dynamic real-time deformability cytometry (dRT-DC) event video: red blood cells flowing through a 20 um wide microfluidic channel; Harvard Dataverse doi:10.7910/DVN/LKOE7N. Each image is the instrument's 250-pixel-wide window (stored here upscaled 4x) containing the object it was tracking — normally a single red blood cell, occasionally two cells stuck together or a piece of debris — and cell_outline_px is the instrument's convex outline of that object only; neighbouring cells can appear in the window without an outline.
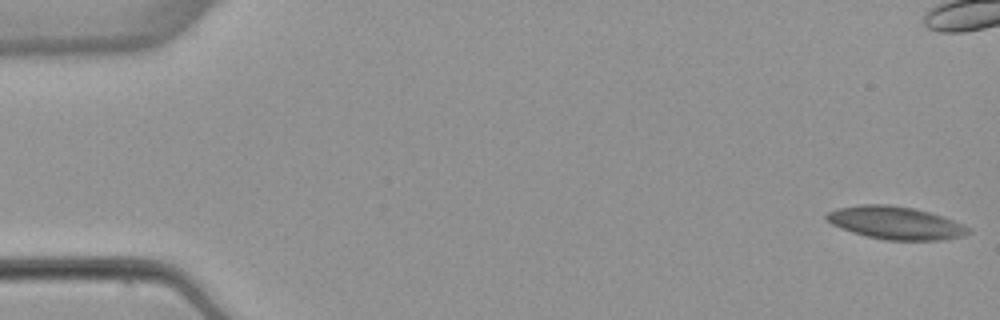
{"species": "common noctule bat (a hibernating species)", "species_latin": "Nyctalus noctula", "temperature_condition": "warm", "stored_images_in_passage": 6, "camera_frame_rate_fps": 3000, "um_per_image_px": 0.085, "animal": {"sex": "female", "body_mass_g": 22.7, "forearm_length_mm": 54.2}, "frame": {"image": 1, "passage_image": 1, "time_ms": 0.0, "image_size_px": [1000, 320], "cell_outline_px": [[972, 232], [964, 236], [944, 240], [884, 240], [852, 232], [832, 224], [824, 216], [828, 212], [836, 208], [860, 204], [888, 204], [912, 208], [928, 212], [952, 220], [972, 228]], "centroid_in_image_um": [76.14, 18.95], "position_along_channel_um": 8.9, "area_um2": 27.05}}
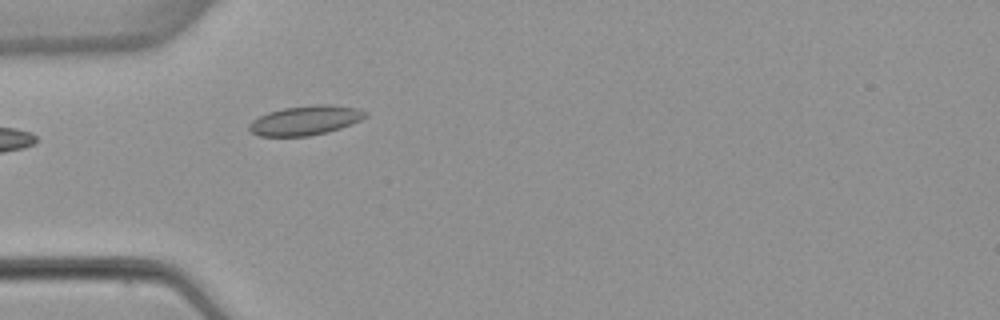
{"frame": {"image": 2, "passage_image": 6, "time_ms": 7.0, "image_size_px": [1000, 320], "cell_outline_px": [[368, 116], [352, 124], [328, 132], [308, 136], [260, 136], [252, 132], [248, 128], [248, 124], [252, 120], [268, 112], [284, 108], [316, 104], [332, 104], [360, 108], [368, 112]], "centroid_in_image_um": [26.0, 10.22], "position_along_channel_um": 59.0, "area_um2": 20.11}}